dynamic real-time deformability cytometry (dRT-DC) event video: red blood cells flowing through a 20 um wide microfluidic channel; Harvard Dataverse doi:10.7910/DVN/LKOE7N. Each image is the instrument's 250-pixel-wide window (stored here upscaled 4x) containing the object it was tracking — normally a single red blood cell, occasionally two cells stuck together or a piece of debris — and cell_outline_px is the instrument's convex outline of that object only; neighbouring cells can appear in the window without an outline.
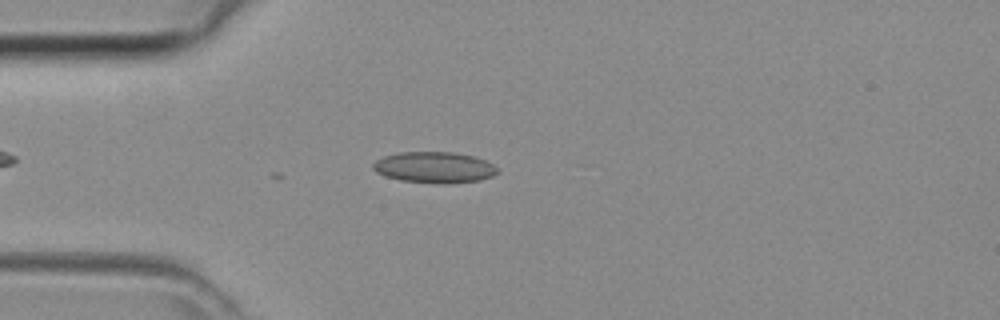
{"species": "common noctule bat (a hibernating species)", "species_latin": "Nyctalus noctula", "temperature_condition": "room temperature", "stored_images_in_passage": 19, "camera_frame_rate_fps": 3000, "um_per_image_px": 0.085, "animal": {"sex": "female", "body_mass_g": 29.2, "forearm_length_mm": 56.3}, "frame": {"image": 1, "passage_image": 7, "time_ms": 2.0, "image_size_px": [1000, 320], "cell_outline_px": [[500, 172], [492, 176], [480, 180], [448, 184], [444, 184], [400, 180], [384, 176], [376, 172], [372, 168], [372, 164], [376, 160], [384, 156], [400, 152], [452, 152], [472, 156], [484, 160], [500, 168]], "centroid_in_image_um": [36.93, 14.23], "position_along_channel_um": 48.1, "area_um2": 22.66}}
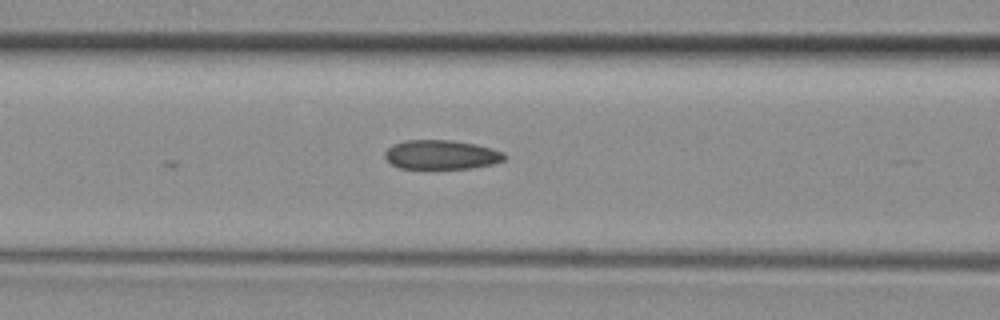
{"frame": {"image": 2, "passage_image": 13, "time_ms": 4.0, "image_size_px": [1000, 320], "cell_outline_px": [[508, 156], [504, 160], [492, 164], [468, 168], [400, 168], [392, 164], [384, 156], [384, 152], [392, 144], [404, 140], [452, 140], [476, 144], [492, 148], [504, 152]], "centroid_in_image_um": [37.52, 13.13], "position_along_channel_um": 129.1, "area_um2": 20.4}}
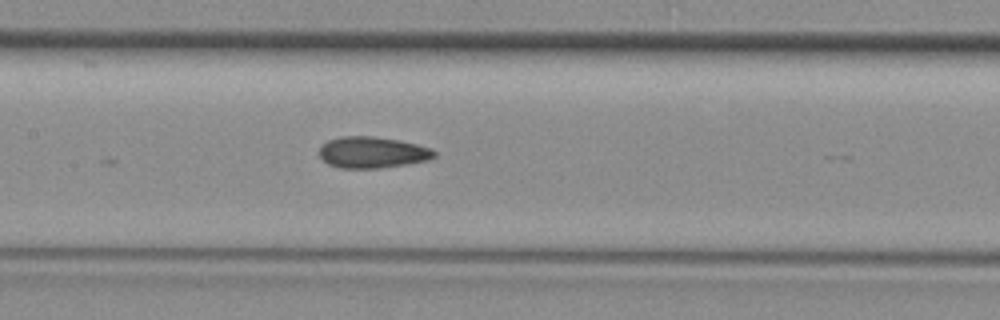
{"frame": {"image": 3, "passage_image": 16, "time_ms": 5.0, "image_size_px": [1000, 320], "cell_outline_px": [[436, 156], [428, 160], [380, 168], [340, 168], [328, 164], [320, 156], [320, 148], [328, 140], [340, 136], [372, 136], [400, 140], [432, 148], [436, 152]], "centroid_in_image_um": [31.66, 12.95], "position_along_channel_um": 175.7, "area_um2": 20.92}}